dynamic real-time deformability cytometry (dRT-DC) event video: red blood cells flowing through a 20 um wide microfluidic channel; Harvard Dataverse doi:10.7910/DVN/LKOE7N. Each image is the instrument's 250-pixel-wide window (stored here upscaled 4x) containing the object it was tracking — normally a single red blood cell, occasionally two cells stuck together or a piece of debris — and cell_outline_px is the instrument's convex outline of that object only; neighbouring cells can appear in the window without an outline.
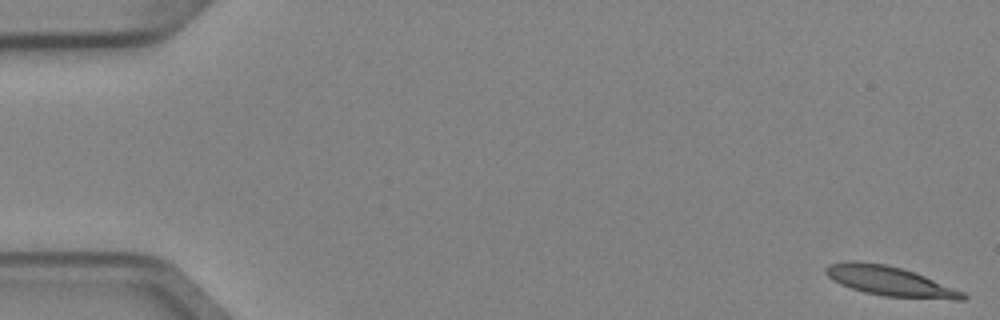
{"species": "Egyptian fruit bat (a non-hibernating species)", "species_latin": "Rousettus aegyptiacus", "temperature_condition": "cold", "stored_images_in_passage": 5, "camera_frame_rate_fps": 3000, "um_per_image_px": 0.085, "animal": {"sex": "female"}, "frame": {"image": 1, "passage_image": 1, "time_ms": 0.0, "image_size_px": [1000, 320], "cell_outline_px": [[968, 296], [964, 300], [956, 300], [884, 296], [864, 292], [840, 284], [832, 280], [824, 272], [824, 268], [828, 264], [848, 260], [856, 260], [884, 264], [900, 268], [924, 276], [964, 292]], "centroid_in_image_um": [75.59, 23.89], "position_along_channel_um": 9.4, "area_um2": 23.58}}